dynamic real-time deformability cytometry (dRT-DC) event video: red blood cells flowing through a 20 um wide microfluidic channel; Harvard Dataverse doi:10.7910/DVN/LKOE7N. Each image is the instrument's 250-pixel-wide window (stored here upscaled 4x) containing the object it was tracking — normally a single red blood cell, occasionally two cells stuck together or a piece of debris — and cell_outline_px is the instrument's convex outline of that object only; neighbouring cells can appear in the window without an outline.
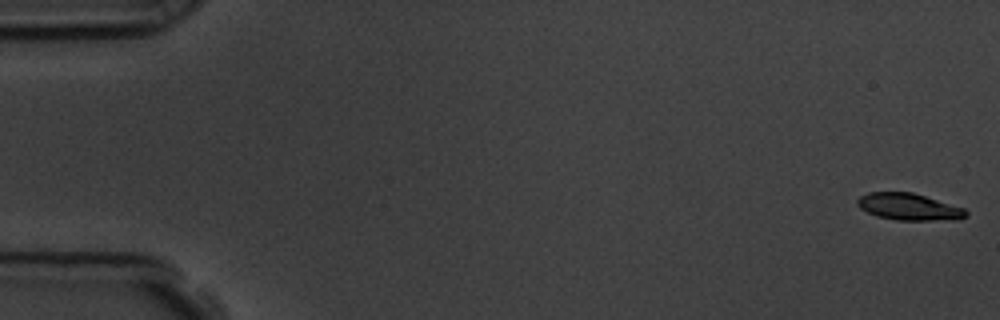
{"species": "common noctule bat (a hibernating species)", "species_latin": "Nyctalus noctula", "temperature_condition": "room temperature", "stored_images_in_passage": 57, "camera_frame_rate_fps": 3000, "um_per_image_px": 0.085, "animal": {"sex": "male", "body_mass_g": 19.5, "forearm_length_mm": 54.6}, "frame": {"image": 1, "passage_image": 1, "time_ms": 0.0, "image_size_px": [1000, 320], "cell_outline_px": [[968, 216], [960, 220], [896, 220], [876, 216], [860, 208], [856, 204], [856, 200], [860, 196], [868, 192], [912, 192], [964, 208], [968, 212]], "centroid_in_image_um": [77.27, 17.59], "position_along_channel_um": 7.7, "area_um2": 17.11}}
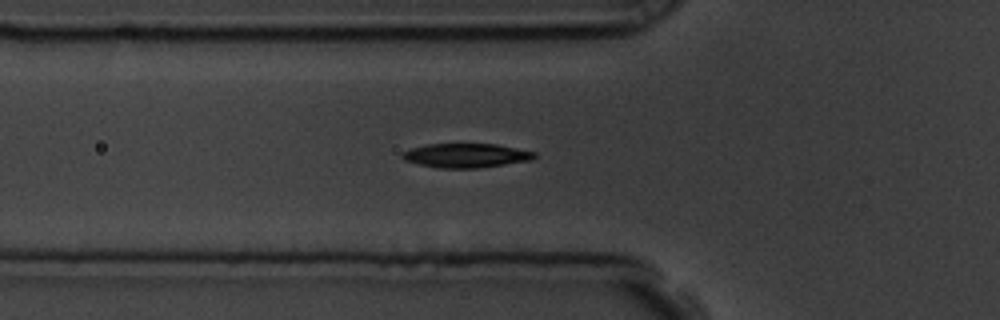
{"frame": {"image": 2, "passage_image": 20, "time_ms": 6.333, "image_size_px": [1000, 320], "cell_outline_px": [[536, 156], [532, 160], [476, 168], [440, 168], [420, 164], [404, 160], [400, 156], [400, 152], [412, 148], [428, 144], [496, 144], [536, 152]], "centroid_in_image_um": [39.59, 13.21], "position_along_channel_um": 86.2, "area_um2": 18.5}}
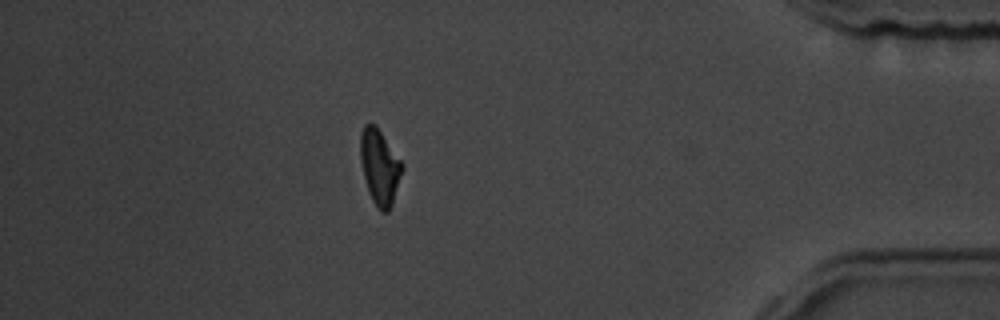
{"frame": {"image": 3, "passage_image": 50, "time_ms": 16.333, "image_size_px": [1000, 320], "cell_outline_px": [[404, 168], [392, 204], [388, 212], [380, 212], [372, 200], [368, 192], [364, 176], [360, 156], [360, 132], [364, 124], [376, 124], [404, 164]], "centroid_in_image_um": [32.28, 14.17], "position_along_channel_um": 402.9, "area_um2": 18.5}, "authors_computed_cell_mechanics": {"area_um2": 18.7272, "velocity_mm_per_s": 3.5964, "shape_relaxation_time_tau1_ms": 3.3767, "shape_relaxation_time_tau2_ms": 5.878, "deformation_change_tau1": 0.1431, "deformation_change_tau2": 0.1081}}